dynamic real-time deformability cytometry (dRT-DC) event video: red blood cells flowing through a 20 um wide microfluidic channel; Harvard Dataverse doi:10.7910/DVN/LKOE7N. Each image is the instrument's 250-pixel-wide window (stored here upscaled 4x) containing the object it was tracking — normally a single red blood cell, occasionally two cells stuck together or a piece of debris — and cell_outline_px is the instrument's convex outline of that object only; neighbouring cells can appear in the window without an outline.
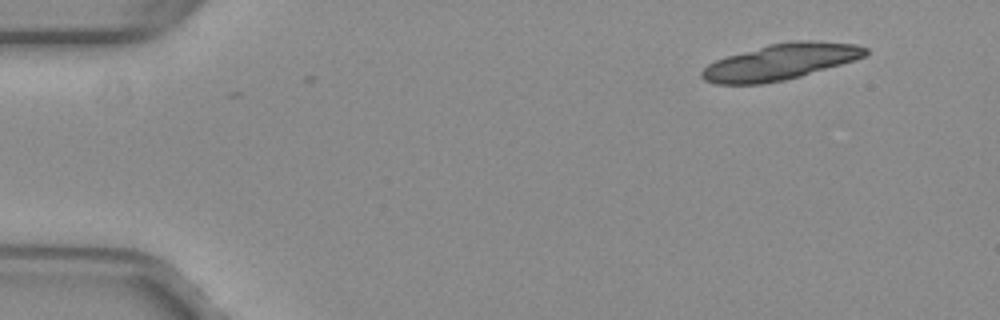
{"species": "common noctule bat (a hibernating species)", "species_latin": "Nyctalus noctula", "temperature_condition": "warm", "stored_images_in_passage": 4, "camera_frame_rate_fps": 3000, "um_per_image_px": 0.085, "animal": {"sex": "female", "body_mass_g": 29.2, "forearm_length_mm": 56.3}, "frame": {"image": 1, "passage_image": 4, "time_ms": 1.0, "image_size_px": [1000, 320], "cell_outline_px": [[868, 52], [864, 56], [840, 64], [800, 76], [784, 80], [764, 84], [716, 84], [704, 80], [700, 76], [700, 72], [708, 64], [716, 60], [728, 56], [768, 44], [792, 40], [812, 40], [856, 44], [868, 48]], "centroid_in_image_um": [66.31, 5.25], "position_along_channel_um": 18.7, "area_um2": 34.16}}